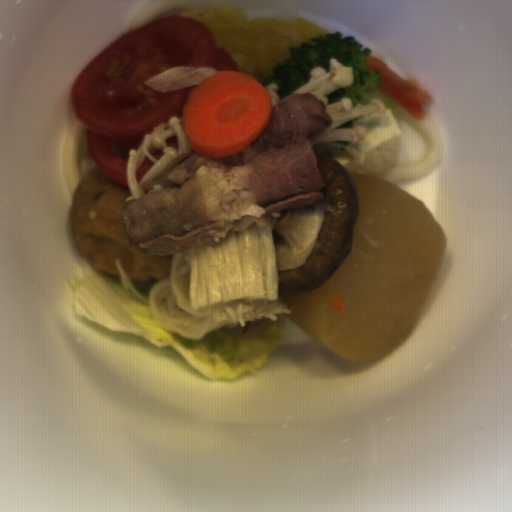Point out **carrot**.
Listing matches in <instances>:
<instances>
[{
	"label": "carrot",
	"mask_w": 512,
	"mask_h": 512,
	"mask_svg": "<svg viewBox=\"0 0 512 512\" xmlns=\"http://www.w3.org/2000/svg\"><path fill=\"white\" fill-rule=\"evenodd\" d=\"M266 88L253 75L228 69L193 85L181 113L191 154L222 160L252 145L272 116Z\"/></svg>",
	"instance_id": "carrot-1"
}]
</instances>
